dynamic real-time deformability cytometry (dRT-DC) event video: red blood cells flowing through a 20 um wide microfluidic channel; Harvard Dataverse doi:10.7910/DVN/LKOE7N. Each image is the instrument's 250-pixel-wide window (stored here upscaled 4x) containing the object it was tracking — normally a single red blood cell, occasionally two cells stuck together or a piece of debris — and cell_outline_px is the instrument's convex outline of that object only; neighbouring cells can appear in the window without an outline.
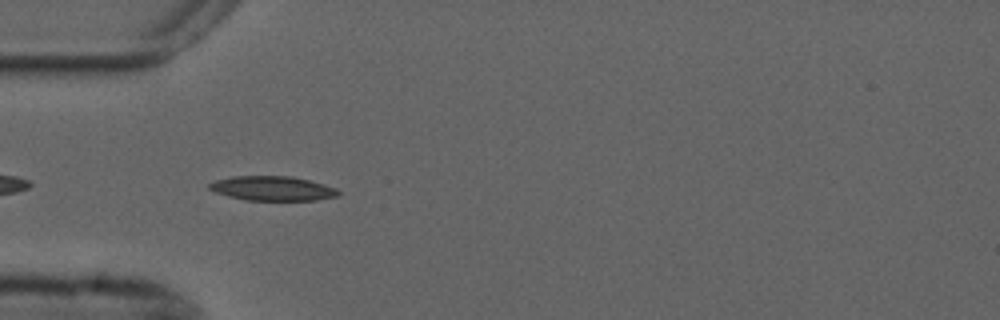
{"species": "common noctule bat (a hibernating species)", "species_latin": "Nyctalus noctula", "temperature_condition": "cold", "stored_images_in_passage": 29, "camera_frame_rate_fps": 3000, "um_per_image_px": 0.085, "animal": {"sex": "male", "forearm_length_mm": 52.5}, "frame": {"image": 1, "passage_image": 3, "time_ms": 0.667, "image_size_px": [1000, 320], "cell_outline_px": [[340, 192], [336, 196], [316, 200], [244, 200], [228, 196], [216, 192], [208, 188], [208, 184], [216, 180], [232, 176], [292, 176], [324, 184], [336, 188]], "centroid_in_image_um": [23.14, 16.01], "position_along_channel_um": 61.9, "area_um2": 18.32}}
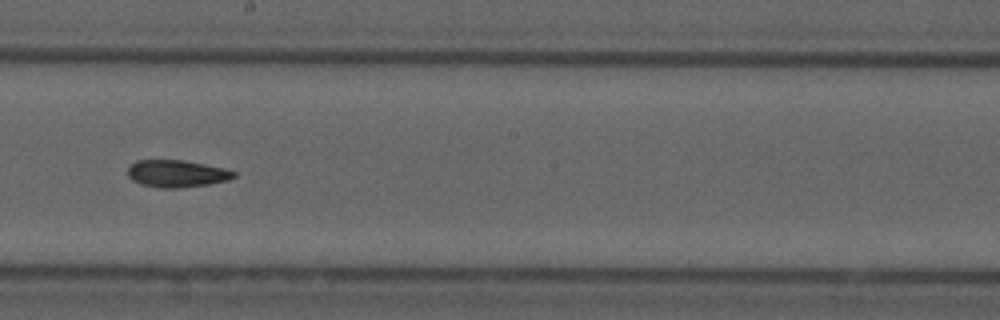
{"frame": {"image": 2, "passage_image": 17, "time_ms": 5.333, "image_size_px": [1000, 320], "cell_outline_px": [[236, 176], [228, 180], [208, 184], [180, 188], [160, 188], [140, 184], [132, 180], [128, 176], [128, 168], [136, 160], [184, 160], [224, 168], [236, 172]], "centroid_in_image_um": [15.02, 14.76], "position_along_channel_um": 233.2, "area_um2": 16.82}}
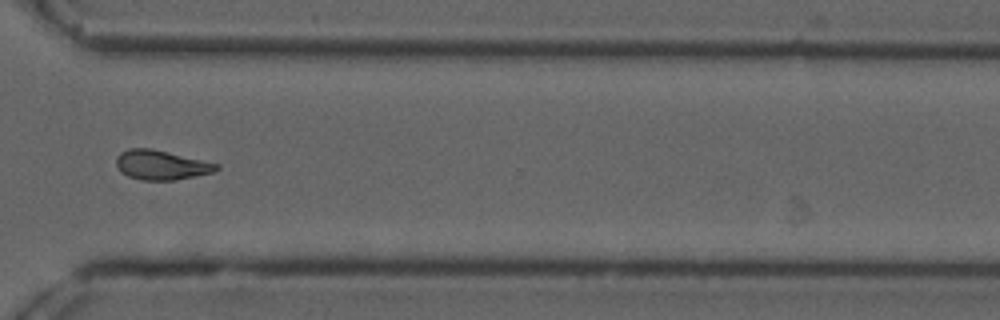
{"frame": {"image": 3, "passage_image": 27, "time_ms": 8.667, "image_size_px": [1000, 320], "cell_outline_px": [[220, 168], [212, 172], [196, 176], [176, 180], [144, 180], [128, 176], [120, 172], [116, 164], [116, 156], [120, 152], [128, 148], [152, 148], [220, 164]], "centroid_in_image_um": [13.69, 14.01], "position_along_channel_um": 356.9, "area_um2": 17.34}, "authors_computed_cell_mechanics": {"area_um2": 17.1088, "velocity_mm_per_s": 3.7113, "shape_relaxation_time_tau1_ms": 7.2783, "shape_relaxation_time_tau2_ms": 5.376, "deformation_change_tau1": 0.154, "deformation_change_tau2": 0.1249}}